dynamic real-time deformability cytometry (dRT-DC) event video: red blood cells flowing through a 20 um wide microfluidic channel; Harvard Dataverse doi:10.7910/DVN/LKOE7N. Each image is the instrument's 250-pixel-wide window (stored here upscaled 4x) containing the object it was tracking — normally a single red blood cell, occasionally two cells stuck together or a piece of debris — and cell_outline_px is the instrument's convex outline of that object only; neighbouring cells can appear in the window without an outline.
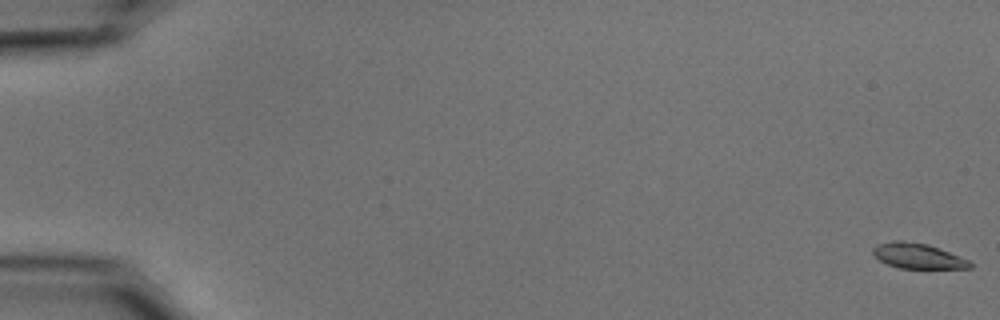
{"species": "common noctule bat (a hibernating species)", "species_latin": "Nyctalus noctula", "temperature_condition": "cold", "stored_images_in_passage": 55, "camera_frame_rate_fps": 3000, "um_per_image_px": 0.085, "animal": {"sex": "male", "body_mass_g": 15.6}, "frame": {"image": 1, "passage_image": 1, "time_ms": 0.0, "image_size_px": [1000, 320], "cell_outline_px": [[972, 268], [900, 268], [888, 264], [880, 260], [872, 252], [872, 248], [876, 244], [892, 240], [904, 240], [928, 244], [968, 260], [972, 264]], "centroid_in_image_um": [77.97, 21.74], "position_along_channel_um": 7.0, "area_um2": 14.16}}
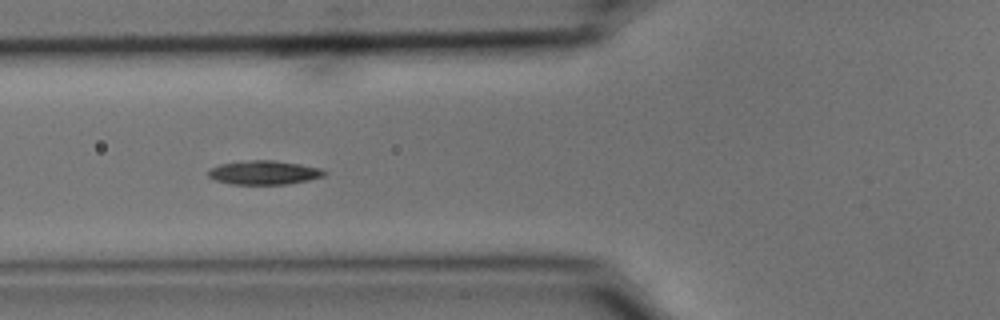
{"frame": {"image": 2, "passage_image": 22, "time_ms": 7.0, "image_size_px": [1000, 320], "cell_outline_px": [[328, 172], [324, 176], [308, 180], [288, 184], [232, 184], [216, 180], [208, 176], [208, 172], [212, 168], [220, 164], [248, 160], [272, 160], [300, 164], [320, 168]], "centroid_in_image_um": [22.47, 14.67], "position_along_channel_um": 103.3, "area_um2": 16.07}}
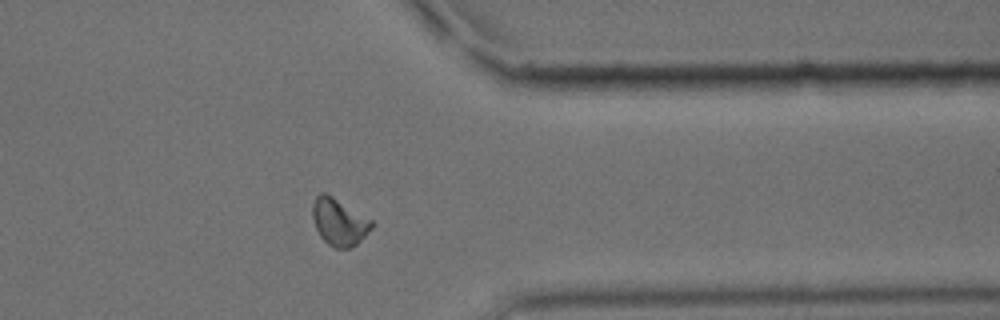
{"frame": {"image": 3, "passage_image": 45, "time_ms": 14.667, "image_size_px": [1000, 320], "cell_outline_px": [[372, 228], [356, 244], [348, 248], [332, 248], [320, 236], [316, 228], [312, 216], [312, 204], [316, 196], [320, 192], [324, 192], [332, 196], [372, 220]], "centroid_in_image_um": [28.79, 18.86], "position_along_channel_um": 382.6, "area_um2": 16.01}, "authors_computed_cell_mechanics": {"area_um2": 15.6638, "velocity_mm_per_s": 3.727, "shape_relaxation_time_tau1_ms": 4.7337, "shape_relaxation_time_tau2_ms": null, "deformation_change_tau1": 0.1325, "deformation_change_tau2": null}}